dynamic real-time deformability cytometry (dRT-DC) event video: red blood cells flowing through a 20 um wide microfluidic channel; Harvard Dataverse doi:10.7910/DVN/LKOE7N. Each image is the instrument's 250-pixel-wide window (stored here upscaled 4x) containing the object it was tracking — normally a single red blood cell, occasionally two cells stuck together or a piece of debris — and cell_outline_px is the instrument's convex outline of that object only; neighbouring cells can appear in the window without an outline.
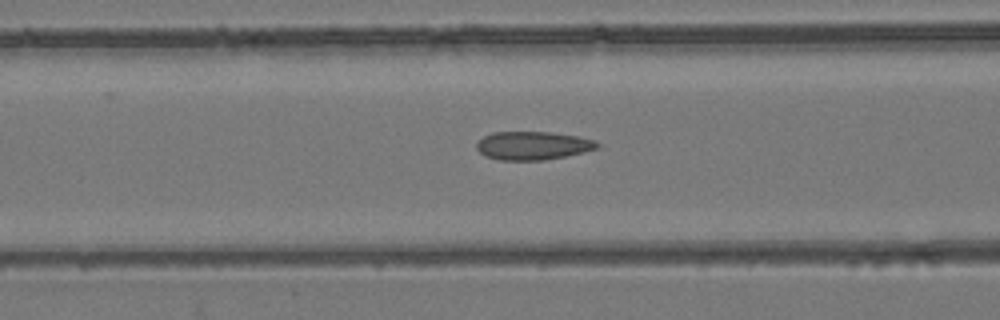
{"species": "common noctule bat (a hibernating species)", "species_latin": "Nyctalus noctula", "temperature_condition": "room temperature", "stored_images_in_passage": 53, "camera_frame_rate_fps": 3000, "um_per_image_px": 0.085, "animal": {"sex": "female", "body_mass_g": 24.6, "forearm_length_mm": 56.2}, "frame": {"image": 1, "passage_image": 21, "time_ms": 6.667, "image_size_px": [1000, 320], "cell_outline_px": [[600, 148], [584, 152], [544, 160], [500, 160], [484, 156], [476, 148], [476, 140], [492, 132], [548, 132], [576, 136], [596, 140], [600, 144]], "centroid_in_image_um": [45.27, 12.37], "position_along_channel_um": 121.3, "area_um2": 20.06}}
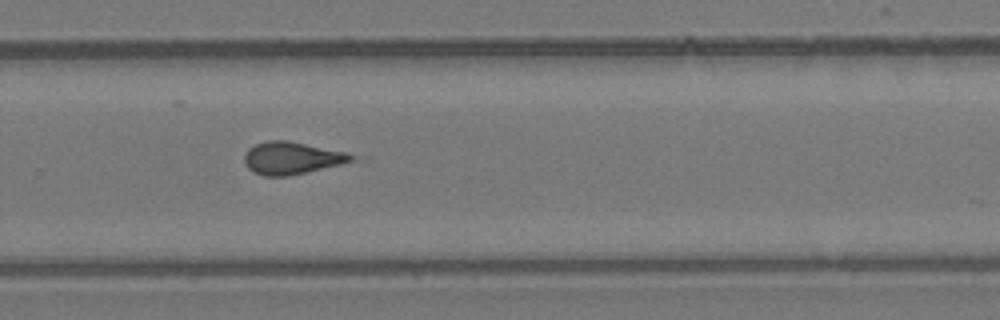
{"frame": {"image": 2, "passage_image": 35, "time_ms": 11.333, "image_size_px": [1000, 320], "cell_outline_px": [[356, 156], [352, 160], [340, 164], [288, 176], [264, 176], [252, 172], [244, 164], [244, 156], [248, 148], [256, 144], [268, 140], [284, 140], [348, 152]], "centroid_in_image_um": [24.75, 13.43], "position_along_channel_um": 305.1, "area_um2": 20.06}}
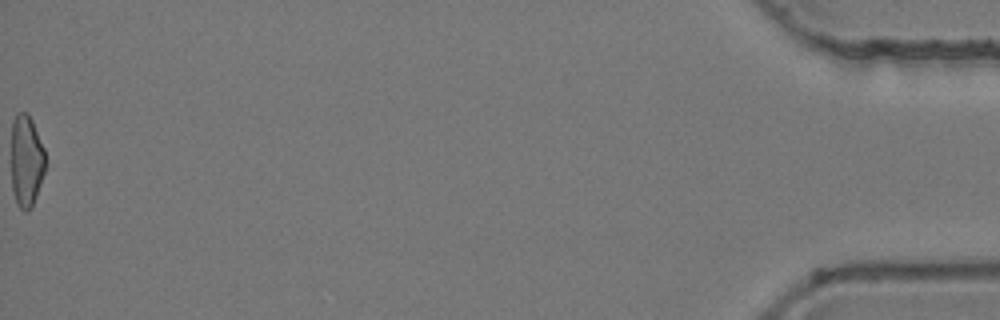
{"frame": {"image": 3, "passage_image": 53, "time_ms": 17.333, "image_size_px": [1000, 320], "cell_outline_px": [[44, 172], [36, 196], [28, 212], [24, 212], [16, 204], [12, 188], [12, 120], [20, 112], [28, 112], [32, 120], [44, 148]], "centroid_in_image_um": [2.23, 13.68], "position_along_channel_um": 433.0, "area_um2": 18.09}, "authors_computed_cell_mechanics": {"area_um2": 20.1722, "velocity_mm_per_s": 3.9362, "shape_relaxation_time_tau1_ms": null, "shape_relaxation_time_tau2_ms": 2.1665, "deformation_change_tau1": null, "deformation_change_tau2": 0.1019}}